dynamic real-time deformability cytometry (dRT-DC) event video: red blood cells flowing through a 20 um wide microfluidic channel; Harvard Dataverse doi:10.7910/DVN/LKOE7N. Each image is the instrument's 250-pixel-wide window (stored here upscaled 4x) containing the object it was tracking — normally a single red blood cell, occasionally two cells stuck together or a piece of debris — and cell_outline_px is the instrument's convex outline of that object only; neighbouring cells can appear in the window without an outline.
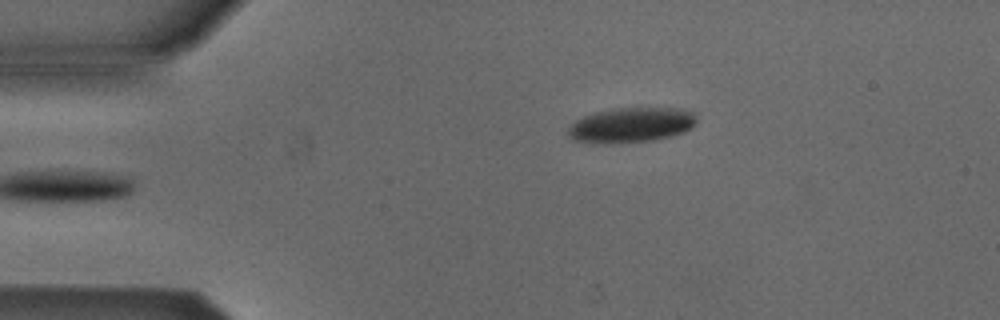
{"species": "Egyptian fruit bat (a non-hibernating species)", "species_latin": "Rousettus aegyptiacus", "temperature_condition": "cold", "stored_images_in_passage": 37, "camera_frame_rate_fps": 3000, "um_per_image_px": 0.085, "animal": {"sex": "male"}, "frame": {"image": 1, "passage_image": 1, "time_ms": 0.0, "image_size_px": [1000, 320], "cell_outline_px": [[696, 124], [692, 128], [684, 132], [652, 140], [608, 144], [572, 140], [568, 132], [568, 128], [576, 120], [584, 116], [596, 112], [616, 108], [684, 108], [692, 112], [696, 116]], "centroid_in_image_um": [53.67, 10.62], "position_along_channel_um": 31.3, "area_um2": 26.13}}
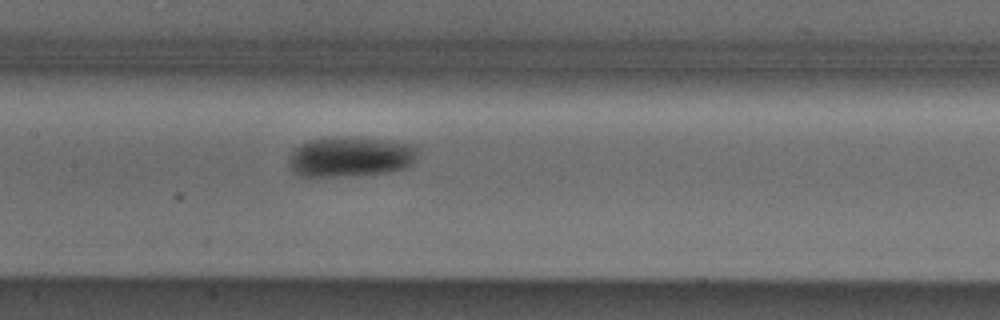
{"frame": {"image": 2, "passage_image": 16, "time_ms": 5.0, "image_size_px": [1000, 320], "cell_outline_px": [[416, 156], [412, 164], [408, 168], [388, 172], [332, 176], [300, 176], [292, 168], [288, 160], [292, 152], [300, 144], [312, 140], [332, 136], [352, 136], [416, 144]], "centroid_in_image_um": [29.82, 13.3], "position_along_channel_um": 177.6, "area_um2": 30.06}}
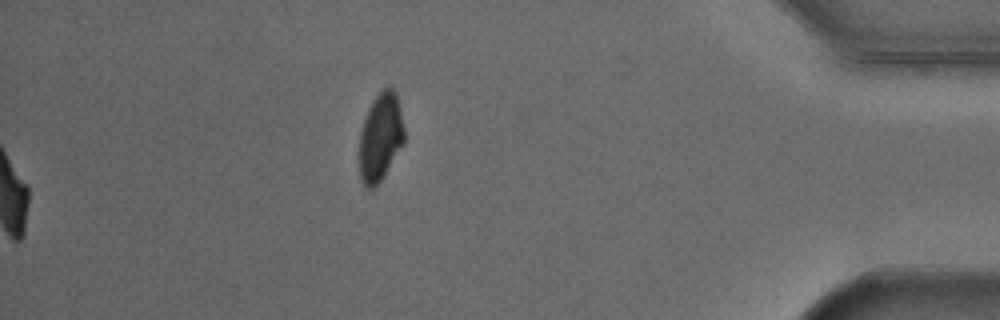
{"frame": {"image": 3, "passage_image": 37, "time_ms": 12.0, "image_size_px": [1000, 320], "cell_outline_px": [[404, 144], [384, 176], [372, 188], [364, 188], [360, 180], [360, 132], [368, 108], [372, 100], [384, 88], [392, 88], [396, 92], [404, 128]], "centroid_in_image_um": [32.34, 11.68], "position_along_channel_um": 402.9, "area_um2": 22.95}, "authors_computed_cell_mechanics": {"area_um2": 28.3798, "velocity_mm_per_s": 3.8898, "shape_relaxation_time_tau1_ms": 2.5571, "shape_relaxation_time_tau2_ms": null, "deformation_change_tau1": 0.0924, "deformation_change_tau2": null}}